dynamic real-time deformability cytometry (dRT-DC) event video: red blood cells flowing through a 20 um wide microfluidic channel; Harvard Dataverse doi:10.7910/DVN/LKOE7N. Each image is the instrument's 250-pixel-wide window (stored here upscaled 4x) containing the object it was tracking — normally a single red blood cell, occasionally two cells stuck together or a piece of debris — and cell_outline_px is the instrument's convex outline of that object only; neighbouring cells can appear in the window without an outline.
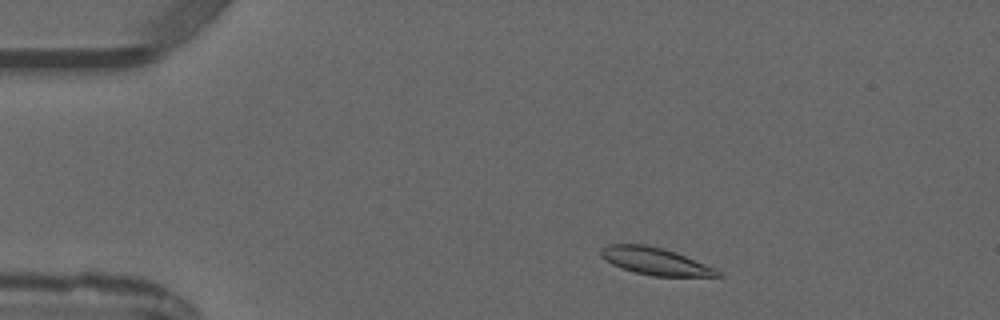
{"species": "common noctule bat (a hibernating species)", "species_latin": "Nyctalus noctula", "temperature_condition": "warm", "stored_images_in_passage": 2, "camera_frame_rate_fps": 3000, "um_per_image_px": 0.085, "animal": {"sex": "male", "forearm_length_mm": 52.5}, "frame": {"image": 1, "passage_image": 1, "time_ms": 0.0, "image_size_px": [1000, 320], "cell_outline_px": [[724, 276], [652, 276], [620, 268], [604, 260], [600, 256], [600, 248], [608, 244], [644, 244], [664, 248], [676, 252], [704, 264], [720, 272]], "centroid_in_image_um": [55.61, 22.19], "position_along_channel_um": 29.4, "area_um2": 18.44}}